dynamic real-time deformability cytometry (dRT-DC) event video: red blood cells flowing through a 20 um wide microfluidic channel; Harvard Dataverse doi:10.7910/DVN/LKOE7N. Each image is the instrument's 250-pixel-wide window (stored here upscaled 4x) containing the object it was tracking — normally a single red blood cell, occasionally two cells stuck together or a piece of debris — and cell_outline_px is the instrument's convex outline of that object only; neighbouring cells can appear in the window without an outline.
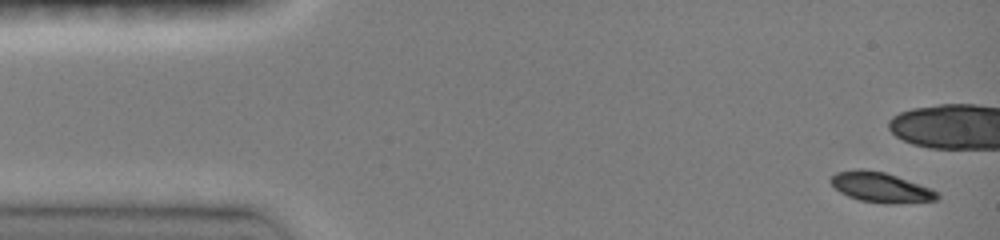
{"species": "common noctule bat (a hibernating species)", "species_latin": "Nyctalus noctula", "temperature_condition": "room temperature", "stored_images_in_passage": 45, "camera_frame_rate_fps": 3000, "um_per_image_px": 0.085, "animal": {"sex": "female", "body_mass_g": 19.0, "forearm_length_mm": 51.5}, "frame": {"image": 1, "passage_image": 1, "time_ms": 0.0, "image_size_px": [1000, 240], "cell_outline_px": [[940, 196], [936, 200], [888, 204], [884, 204], [860, 200], [848, 196], [840, 192], [828, 180], [836, 172], [856, 168], [864, 168], [884, 172], [932, 188]], "centroid_in_image_um": [74.84, 15.91], "position_along_channel_um": 10.2, "area_um2": 18.67}, "authors_computed_cell_mechanics": {"area_um2": 19.5942, "velocity_mm_per_s": 4.0499, "shape_relaxation_time_tau1_ms": 2.9395, "shape_relaxation_time_tau2_ms": null, "deformation_change_tau1": 0.1361, "deformation_change_tau2": null}}